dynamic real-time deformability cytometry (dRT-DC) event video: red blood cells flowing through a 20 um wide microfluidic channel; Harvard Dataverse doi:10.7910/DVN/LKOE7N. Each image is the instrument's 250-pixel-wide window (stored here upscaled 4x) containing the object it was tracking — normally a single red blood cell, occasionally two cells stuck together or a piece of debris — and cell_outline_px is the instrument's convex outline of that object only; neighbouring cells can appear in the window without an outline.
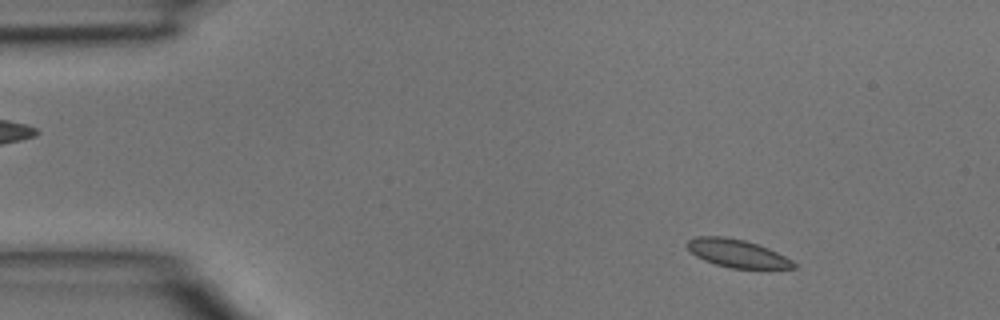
{"species": "common noctule bat (a hibernating species)", "species_latin": "Nyctalus noctula", "temperature_condition": "room temperature", "stored_images_in_passage": 3, "camera_frame_rate_fps": 3000, "um_per_image_px": 0.085, "animal": {"sex": "male", "body_mass_g": 15.6}, "frame": {"image": 1, "passage_image": 1, "time_ms": 0.0, "image_size_px": [1000, 320], "cell_outline_px": [[796, 268], [732, 268], [716, 264], [704, 260], [696, 256], [684, 244], [688, 240], [696, 236], [724, 236], [744, 240], [768, 248], [792, 260], [796, 264]], "centroid_in_image_um": [62.62, 21.52], "position_along_channel_um": 22.4, "area_um2": 17.17}}